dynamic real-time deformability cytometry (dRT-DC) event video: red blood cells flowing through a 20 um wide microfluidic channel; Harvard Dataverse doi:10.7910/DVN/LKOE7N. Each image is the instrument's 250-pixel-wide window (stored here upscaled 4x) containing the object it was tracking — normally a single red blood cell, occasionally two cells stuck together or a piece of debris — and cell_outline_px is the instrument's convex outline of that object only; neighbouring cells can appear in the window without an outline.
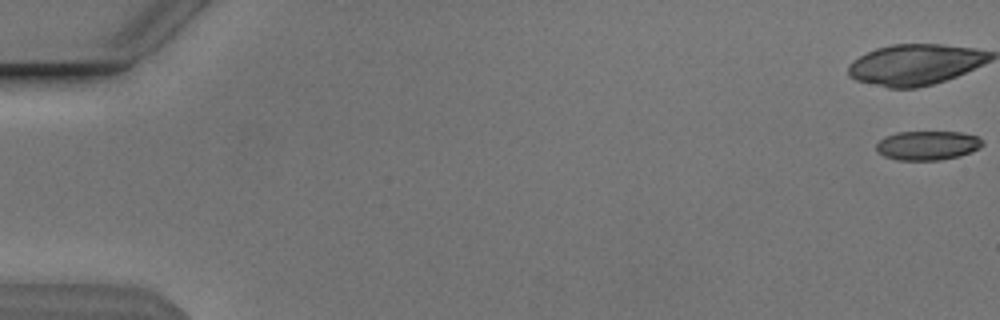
{"species": "Egyptian fruit bat (a non-hibernating species)", "species_latin": "Rousettus aegyptiacus", "temperature_condition": "cold", "stored_images_in_passage": 7, "camera_frame_rate_fps": 3000, "um_per_image_px": 0.085, "animal": {"sex": "male"}, "frame": {"image": 1, "passage_image": 1, "time_ms": 0.0, "image_size_px": [1000, 320], "cell_outline_px": [[984, 144], [980, 148], [972, 152], [960, 156], [940, 160], [896, 160], [884, 156], [876, 148], [876, 144], [884, 136], [896, 132], [960, 132], [976, 136]], "centroid_in_image_um": [78.84, 12.36], "position_along_channel_um": 6.2, "area_um2": 18.09}}